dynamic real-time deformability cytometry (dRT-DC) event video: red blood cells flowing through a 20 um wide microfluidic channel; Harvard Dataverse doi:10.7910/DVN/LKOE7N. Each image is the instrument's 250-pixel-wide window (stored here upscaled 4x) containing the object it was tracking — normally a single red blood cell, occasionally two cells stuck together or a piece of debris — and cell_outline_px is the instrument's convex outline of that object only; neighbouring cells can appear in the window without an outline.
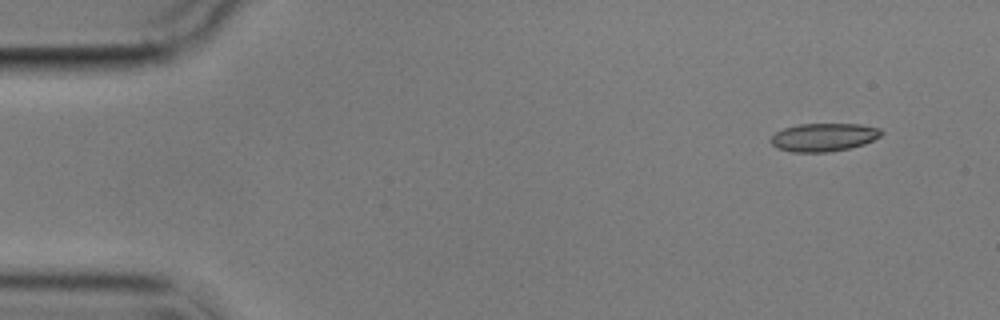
{"species": "common noctule bat (a hibernating species)", "species_latin": "Nyctalus noctula", "temperature_condition": "cold", "stored_images_in_passage": 4, "camera_frame_rate_fps": 3000, "um_per_image_px": 0.085, "animal": {"sex": "male", "body_mass_g": 17.9}, "frame": {"image": 1, "passage_image": 1, "time_ms": 0.0, "image_size_px": [1000, 320], "cell_outline_px": [[884, 132], [880, 136], [864, 144], [848, 148], [828, 152], [792, 152], [780, 148], [772, 144], [768, 140], [776, 132], [784, 128], [800, 124], [860, 124], [880, 128]], "centroid_in_image_um": [70.02, 11.66], "position_along_channel_um": 15.0, "area_um2": 18.03}}
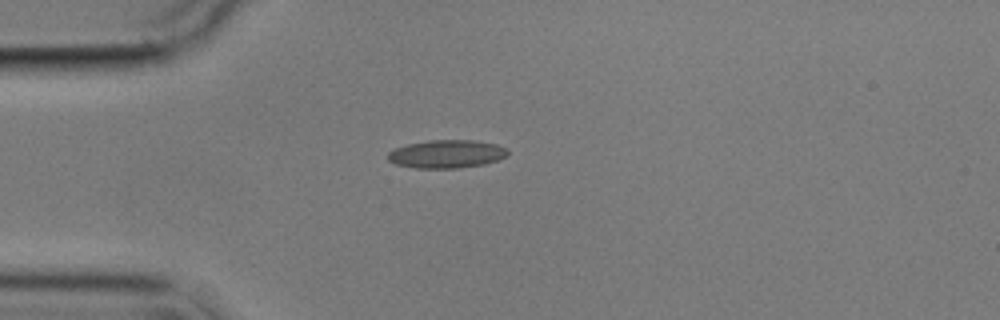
{"frame": {"image": 2, "passage_image": 4, "time_ms": 3.333, "image_size_px": [1000, 320], "cell_outline_px": [[508, 156], [484, 164], [460, 168], [416, 168], [396, 164], [388, 160], [388, 152], [396, 148], [408, 144], [428, 140], [472, 140], [496, 144], [508, 148]], "centroid_in_image_um": [37.98, 13.09], "position_along_channel_um": 47.0, "area_um2": 19.65}}